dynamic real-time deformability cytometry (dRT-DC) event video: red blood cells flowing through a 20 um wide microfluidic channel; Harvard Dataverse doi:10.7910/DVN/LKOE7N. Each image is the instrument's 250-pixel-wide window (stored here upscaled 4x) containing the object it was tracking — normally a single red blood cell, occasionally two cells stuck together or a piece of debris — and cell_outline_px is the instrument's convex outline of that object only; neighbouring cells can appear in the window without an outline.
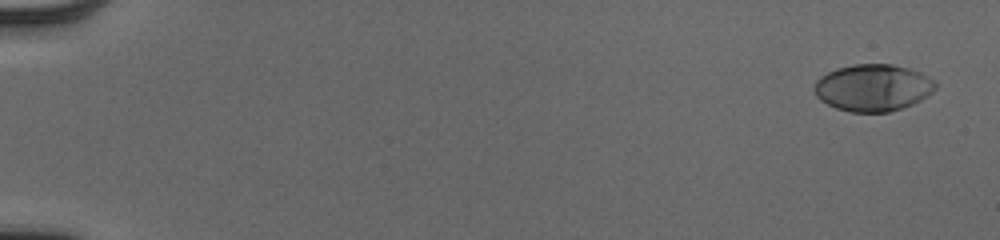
{"species": "human", "species_latin": "Homo sapiens", "temperature_condition": "cold", "stored_images_in_passage": 54, "camera_frame_rate_fps": 3000, "um_per_image_px": 0.085, "donor": {"sex": "male"}, "frame": {"image": 1, "passage_image": 3, "time_ms": 0.667, "image_size_px": [1000, 240], "cell_outline_px": [[936, 88], [932, 92], [920, 100], [912, 104], [888, 112], [848, 112], [836, 108], [820, 100], [816, 96], [812, 88], [816, 80], [820, 76], [836, 68], [852, 64], [892, 64], [908, 68], [920, 72], [936, 80]], "centroid_in_image_um": [74.18, 7.44], "position_along_channel_um": 10.8, "area_um2": 33.35}}
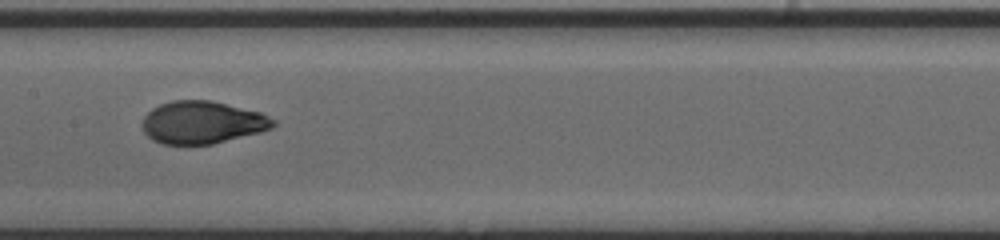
{"frame": {"image": 2, "passage_image": 30, "time_ms": 9.667, "image_size_px": [1000, 240], "cell_outline_px": [[276, 124], [272, 128], [260, 132], [212, 144], [164, 144], [152, 140], [144, 132], [144, 116], [152, 108], [160, 104], [172, 100], [212, 100], [260, 112], [276, 120]], "centroid_in_image_um": [17.21, 10.4], "position_along_channel_um": 190.2, "area_um2": 32.37}}
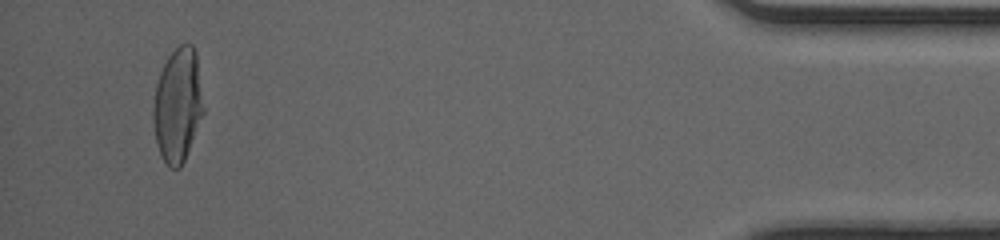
{"frame": {"image": 3, "passage_image": 52, "time_ms": 17.0, "image_size_px": [1000, 240], "cell_outline_px": [[204, 112], [184, 160], [180, 168], [172, 168], [164, 160], [156, 144], [152, 120], [152, 108], [156, 84], [160, 72], [168, 56], [180, 44], [192, 44], [196, 52], [204, 108]], "centroid_in_image_um": [15.09, 8.92], "position_along_channel_um": 420.1, "area_um2": 33.29}, "authors_computed_cell_mechanics": {"area_um2": 32.5414, "velocity_mm_per_s": 3.9993, "shape_relaxation_time_tau1_ms": 3.3962, "shape_relaxation_time_tau2_ms": null, "deformation_change_tau1": 0.2118, "deformation_change_tau2": null}}